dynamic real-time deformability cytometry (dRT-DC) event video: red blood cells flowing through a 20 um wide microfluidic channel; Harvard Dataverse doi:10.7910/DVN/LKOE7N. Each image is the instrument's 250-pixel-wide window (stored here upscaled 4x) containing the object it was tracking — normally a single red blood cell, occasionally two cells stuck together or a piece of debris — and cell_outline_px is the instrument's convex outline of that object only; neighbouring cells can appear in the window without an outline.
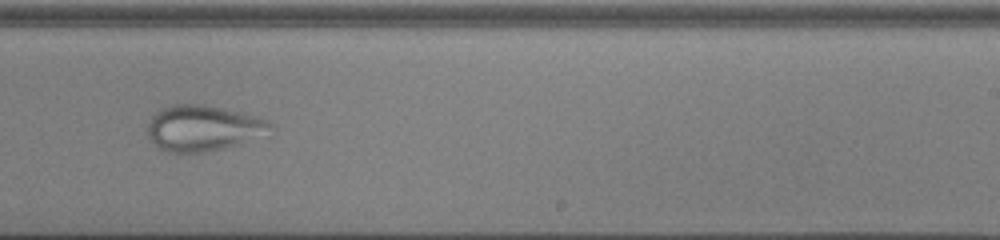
{"species": "common noctule bat (a hibernating species)", "species_latin": "Nyctalus noctula", "temperature_condition": "cold", "stored_images_in_passage": 53, "camera_frame_rate_fps": 3000, "um_per_image_px": 0.085, "animal": {"sex": "male", "body_mass_g": 13.0, "forearm_length_mm": 53.1}, "frame": {"image": 1, "passage_image": 35, "time_ms": 11.333, "image_size_px": [1000, 240], "cell_outline_px": [[272, 124], [268, 136], [240, 144], [224, 148], [204, 152], [172, 152], [156, 148], [148, 136], [148, 124], [152, 116], [160, 108], [172, 104], [204, 104], [224, 108], [256, 116], [268, 120]], "centroid_in_image_um": [17.29, 10.89], "position_along_channel_um": 271.7, "area_um2": 33.18}}